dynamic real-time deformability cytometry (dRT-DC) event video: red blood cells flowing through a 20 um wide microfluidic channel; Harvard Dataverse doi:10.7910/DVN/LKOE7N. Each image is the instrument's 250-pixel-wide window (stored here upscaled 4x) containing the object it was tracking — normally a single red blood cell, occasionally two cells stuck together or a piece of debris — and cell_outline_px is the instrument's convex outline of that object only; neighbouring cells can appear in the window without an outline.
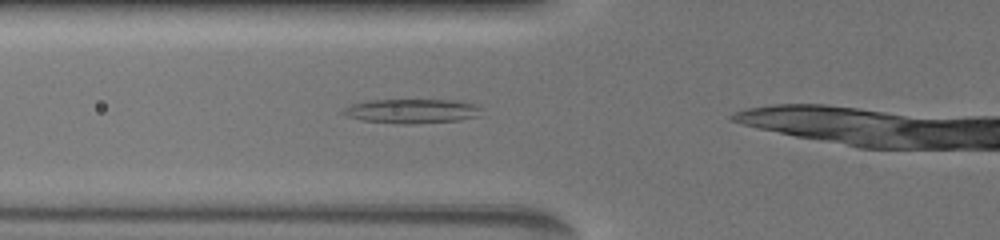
{"species": "common noctule bat (a hibernating species)", "species_latin": "Nyctalus noctula", "temperature_condition": "warm", "stored_images_in_passage": 19, "camera_frame_rate_fps": 3000, "um_per_image_px": 0.085, "animal": {"sex": "female", "body_mass_g": 19.5, "forearm_length_mm": 54.1}, "frame": {"image": 1, "passage_image": 7, "time_ms": 1.667, "image_size_px": [1000, 240], "cell_outline_px": [[476, 116], [460, 120], [412, 124], [400, 124], [364, 120], [348, 116], [340, 112], [352, 104], [376, 100], [452, 100], [472, 104], [476, 108]], "centroid_in_image_um": [34.93, 9.45], "position_along_channel_um": 90.9, "area_um2": 18.9}}
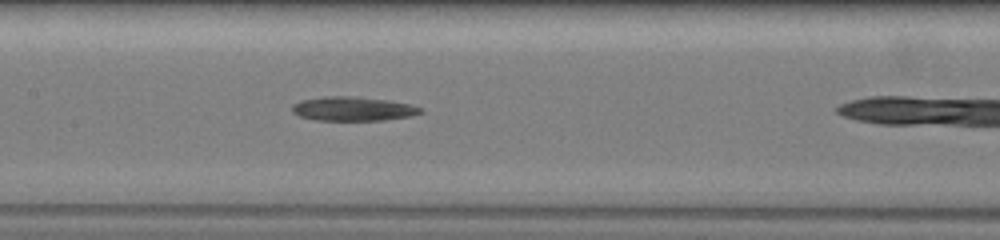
{"frame": {"image": 2, "passage_image": 14, "time_ms": 4.0, "image_size_px": [1000, 240], "cell_outline_px": [[424, 112], [408, 116], [384, 120], [316, 120], [300, 116], [292, 112], [292, 104], [300, 100], [328, 96], [352, 96], [388, 100], [408, 104], [420, 108]], "centroid_in_image_um": [29.95, 9.24], "position_along_channel_um": 177.4, "area_um2": 17.86}}
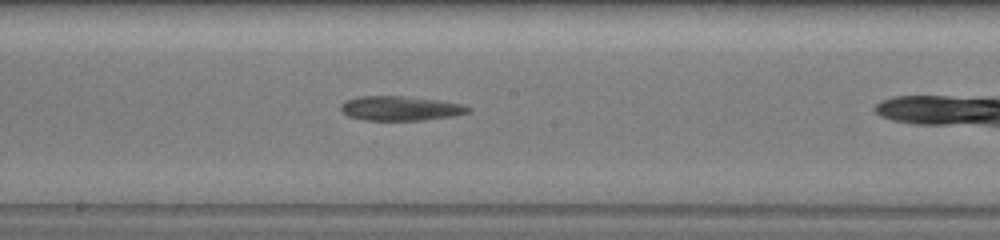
{"frame": {"image": 3, "passage_image": 18, "time_ms": 5.0, "image_size_px": [1000, 240], "cell_outline_px": [[468, 112], [452, 116], [424, 120], [364, 120], [348, 116], [340, 108], [340, 104], [348, 100], [360, 96], [404, 96], [436, 100], [460, 104], [468, 108]], "centroid_in_image_um": [33.97, 9.21], "position_along_channel_um": 214.2, "area_um2": 17.8}}